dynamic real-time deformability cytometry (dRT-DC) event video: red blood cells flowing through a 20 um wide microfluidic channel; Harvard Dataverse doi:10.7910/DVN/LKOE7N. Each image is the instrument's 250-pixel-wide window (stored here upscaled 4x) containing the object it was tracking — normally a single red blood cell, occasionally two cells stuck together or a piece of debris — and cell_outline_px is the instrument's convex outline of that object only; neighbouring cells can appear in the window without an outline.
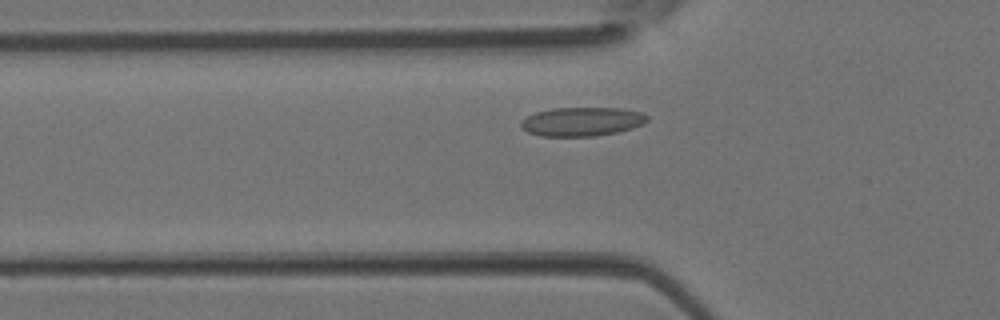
{"species": "Egyptian fruit bat (a non-hibernating species)", "species_latin": "Rousettus aegyptiacus", "temperature_condition": "room temperature", "stored_images_in_passage": 36, "camera_frame_rate_fps": 3000, "um_per_image_px": 0.085, "animal": {"sex": "female"}, "frame": {"image": 1, "passage_image": 7, "time_ms": 2.0, "image_size_px": [1000, 320], "cell_outline_px": [[648, 120], [644, 124], [632, 128], [616, 132], [596, 136], [540, 136], [528, 132], [520, 124], [520, 120], [536, 112], [552, 108], [620, 108], [640, 112], [648, 116]], "centroid_in_image_um": [49.47, 10.33], "position_along_channel_um": 76.3, "area_um2": 21.21}}
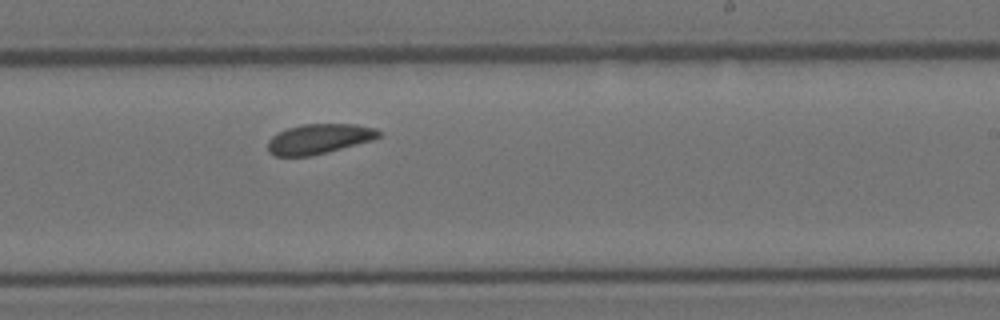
{"frame": {"image": 2, "passage_image": 19, "time_ms": 6.0, "image_size_px": [1000, 320], "cell_outline_px": [[380, 136], [372, 140], [328, 152], [312, 156], [276, 156], [268, 152], [268, 140], [276, 132], [288, 128], [304, 124], [356, 124], [376, 128], [380, 132]], "centroid_in_image_um": [27.1, 11.8], "position_along_channel_um": 261.9, "area_um2": 19.42}}
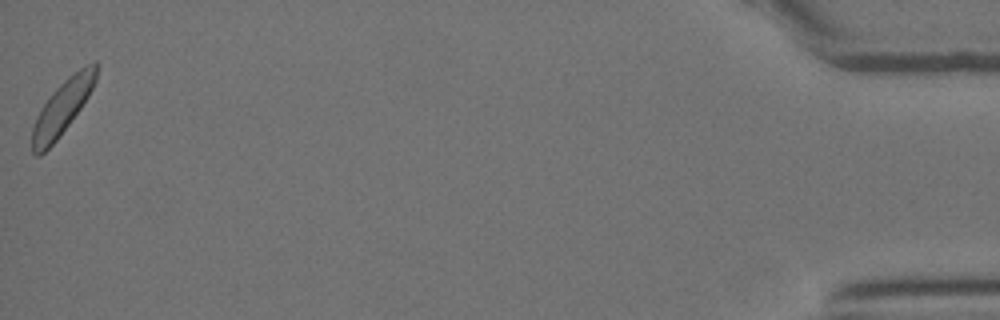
{"frame": {"image": 3, "passage_image": 36, "time_ms": 11.667, "image_size_px": [1000, 320], "cell_outline_px": [[96, 80], [88, 96], [80, 108], [56, 140], [40, 156], [36, 156], [32, 152], [32, 128], [36, 116], [40, 108], [52, 92], [68, 76], [80, 68], [96, 60]], "centroid_in_image_um": [5.26, 9.14], "position_along_channel_um": 429.9, "area_um2": 19.77}}